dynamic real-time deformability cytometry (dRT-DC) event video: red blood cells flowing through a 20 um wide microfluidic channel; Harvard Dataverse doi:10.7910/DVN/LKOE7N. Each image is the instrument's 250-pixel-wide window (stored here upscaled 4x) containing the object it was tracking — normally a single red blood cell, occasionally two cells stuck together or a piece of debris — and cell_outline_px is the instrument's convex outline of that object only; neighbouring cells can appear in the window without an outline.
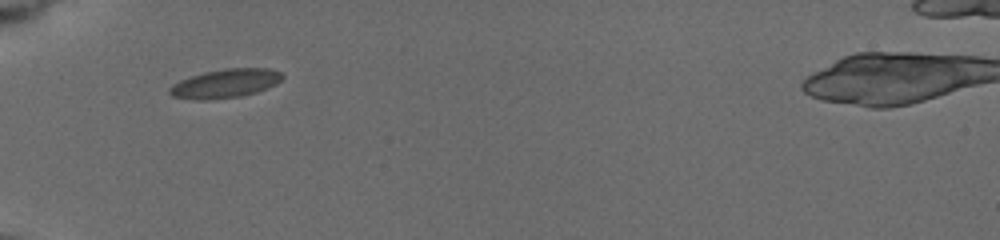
{"species": "common noctule bat (a hibernating species)", "species_latin": "Nyctalus noctula", "temperature_condition": "cold", "stored_images_in_passage": 11, "camera_frame_rate_fps": 3000, "um_per_image_px": 0.085, "animal": {"sex": "female", "body_mass_g": 19.5, "forearm_length_mm": 54.1}, "frame": {"image": 1, "passage_image": 1, "time_ms": 0.0, "image_size_px": [1000, 240], "cell_outline_px": [[284, 76], [276, 84], [256, 92], [240, 96], [172, 96], [168, 92], [180, 80], [204, 72], [224, 68], [268, 68], [280, 72]], "centroid_in_image_um": [19.29, 7.01], "position_along_channel_um": 65.7, "area_um2": 17.51}}
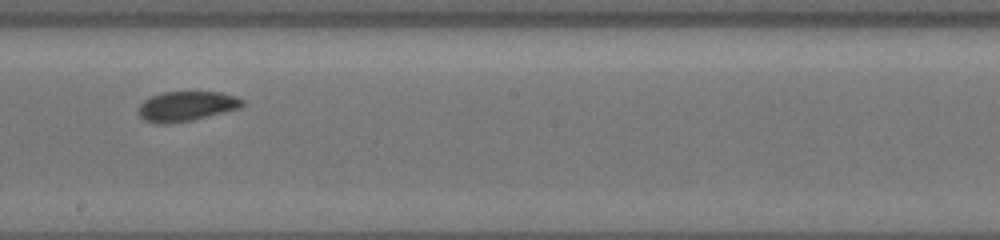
{"frame": {"image": 2, "passage_image": 7, "time_ms": 4.667, "image_size_px": [1000, 240], "cell_outline_px": [[244, 104], [240, 108], [188, 120], [148, 120], [140, 116], [140, 104], [144, 100], [152, 96], [164, 92], [220, 92], [236, 96], [244, 100]], "centroid_in_image_um": [15.95, 8.95], "position_along_channel_um": 232.2, "area_um2": 16.88}}
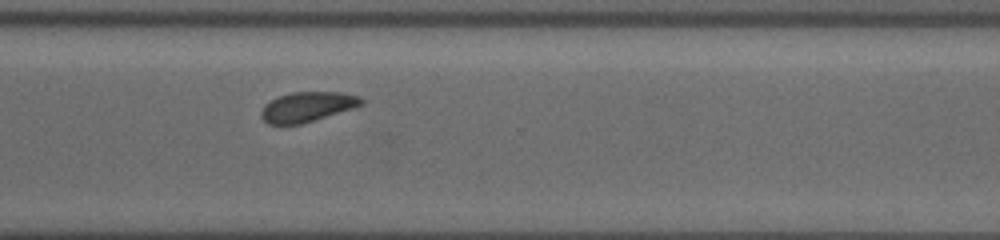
{"frame": {"image": 3, "passage_image": 11, "time_ms": 7.667, "image_size_px": [1000, 240], "cell_outline_px": [[364, 104], [352, 108], [300, 124], [268, 124], [260, 116], [260, 112], [264, 104], [280, 96], [292, 92], [344, 92], [360, 96], [364, 100]], "centroid_in_image_um": [26.12, 9.06], "position_along_channel_um": 344.5, "area_um2": 17.28}}